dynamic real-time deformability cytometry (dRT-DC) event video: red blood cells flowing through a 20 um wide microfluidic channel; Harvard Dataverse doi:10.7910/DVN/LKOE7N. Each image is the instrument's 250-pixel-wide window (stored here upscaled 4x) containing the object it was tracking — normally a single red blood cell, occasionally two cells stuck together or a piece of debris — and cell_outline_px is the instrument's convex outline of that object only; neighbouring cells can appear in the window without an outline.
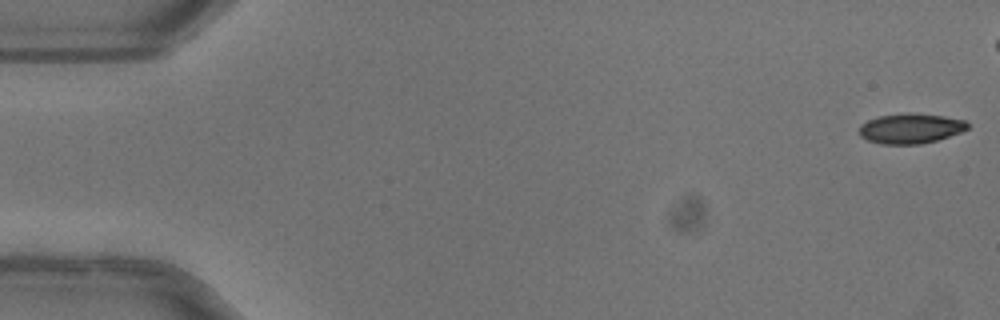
{"species": "common noctule bat (a hibernating species)", "species_latin": "Nyctalus noctula", "temperature_condition": "warm", "stored_images_in_passage": 45, "camera_frame_rate_fps": 3000, "um_per_image_px": 0.085, "animal": {"sex": "female"}, "frame": {"image": 1, "passage_image": 1, "time_ms": 0.0, "image_size_px": [1000, 320], "cell_outline_px": [[968, 128], [960, 132], [936, 140], [920, 144], [880, 144], [868, 140], [860, 136], [860, 124], [868, 120], [880, 116], [912, 112], [944, 116], [964, 120], [968, 124]], "centroid_in_image_um": [77.38, 10.91], "position_along_channel_um": 7.6, "area_um2": 18.84}}
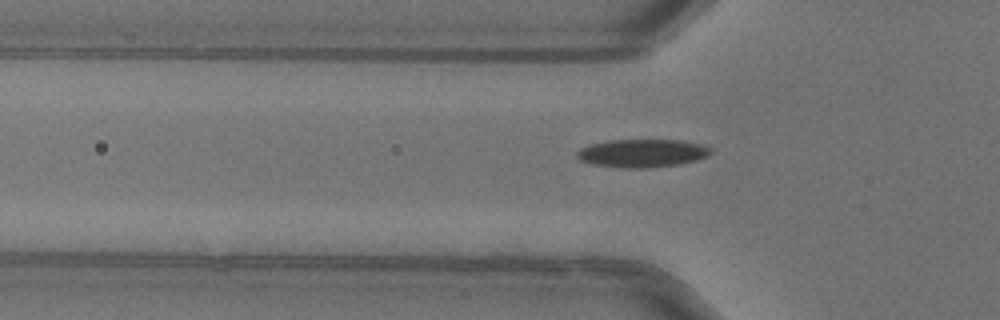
{"frame": {"image": 2, "passage_image": 17, "time_ms": 5.333, "image_size_px": [1000, 320], "cell_outline_px": [[712, 152], [708, 156], [696, 160], [680, 164], [648, 168], [620, 168], [592, 164], [580, 160], [576, 156], [576, 152], [580, 148], [592, 144], [608, 140], [680, 140], [700, 144], [712, 148]], "centroid_in_image_um": [54.59, 13.03], "position_along_channel_um": 71.2, "area_um2": 22.02}}
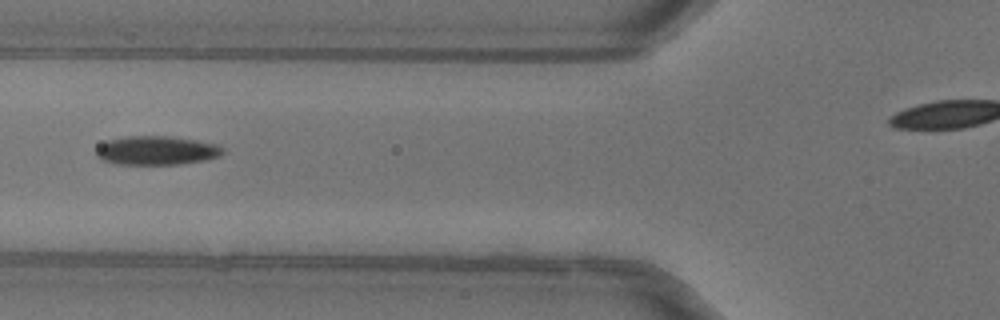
{"frame": {"image": 3, "passage_image": 20, "time_ms": 6.333, "image_size_px": [1000, 320], "cell_outline_px": [[224, 152], [220, 156], [204, 160], [180, 164], [112, 164], [100, 160], [96, 156], [96, 148], [108, 140], [128, 136], [168, 136], [196, 140], [216, 144], [224, 148]], "centroid_in_image_um": [13.29, 12.8], "position_along_channel_um": 112.5, "area_um2": 21.39}}